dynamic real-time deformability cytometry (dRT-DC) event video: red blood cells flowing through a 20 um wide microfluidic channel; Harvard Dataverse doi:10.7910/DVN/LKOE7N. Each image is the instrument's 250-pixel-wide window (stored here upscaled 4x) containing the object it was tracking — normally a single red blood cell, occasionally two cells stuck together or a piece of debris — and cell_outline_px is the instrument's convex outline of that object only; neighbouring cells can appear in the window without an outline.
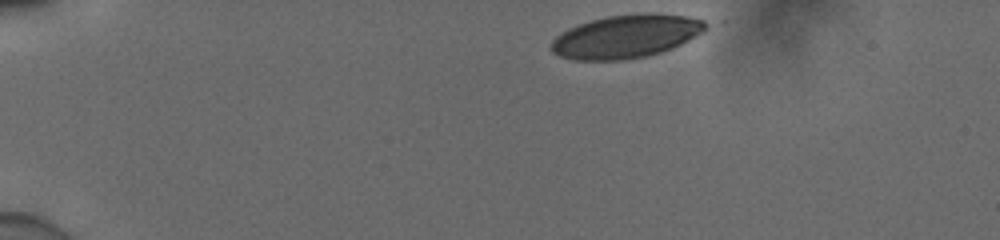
{"species": "human", "species_latin": "Homo sapiens", "temperature_condition": "cold", "stored_images_in_passage": 37, "camera_frame_rate_fps": 3000, "um_per_image_px": 0.085, "donor": {"sex": "male"}, "frame": {"image": 1, "passage_image": 1, "time_ms": 0.0, "image_size_px": [1000, 240], "cell_outline_px": [[708, 28], [704, 32], [672, 48], [660, 52], [644, 56], [624, 60], [572, 60], [560, 56], [552, 52], [548, 48], [548, 44], [560, 32], [568, 28], [592, 20], [608, 16], [648, 12], [684, 16], [704, 20], [708, 24]], "centroid_in_image_um": [53.18, 3.09], "position_along_channel_um": 31.8, "area_um2": 39.02}}
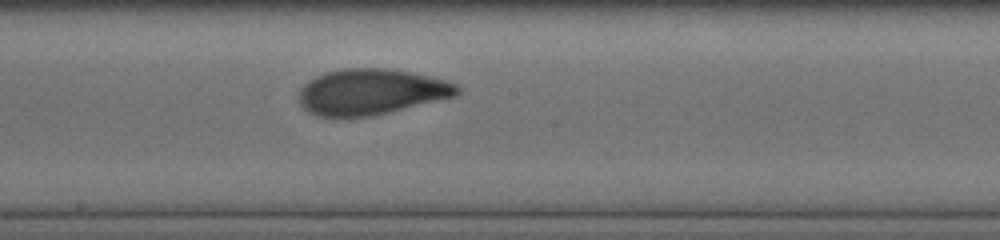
{"frame": {"image": 2, "passage_image": 22, "time_ms": 7.0, "image_size_px": [1000, 240], "cell_outline_px": [[460, 92], [456, 96], [388, 112], [368, 116], [316, 116], [308, 112], [300, 104], [300, 88], [308, 80], [324, 72], [344, 68], [388, 68], [412, 72], [448, 80], [456, 84], [460, 88]], "centroid_in_image_um": [31.55, 7.78], "position_along_channel_um": 216.6, "area_um2": 42.19}}
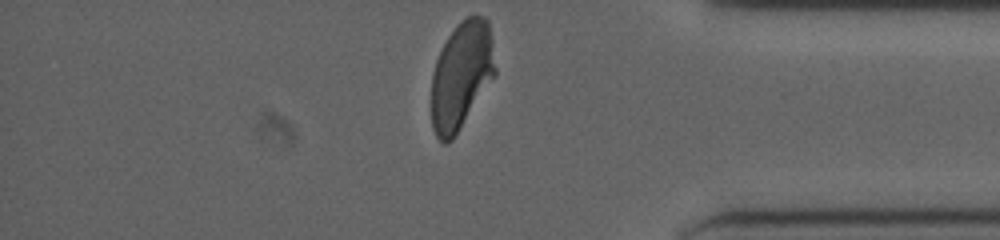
{"frame": {"image": 3, "passage_image": 37, "time_ms": 12.0, "image_size_px": [1000, 240], "cell_outline_px": [[496, 72], [452, 140], [448, 144], [444, 144], [436, 136], [432, 128], [432, 72], [436, 60], [448, 36], [468, 16], [484, 16], [488, 20], [492, 40], [496, 68]], "centroid_in_image_um": [39.21, 6.42], "position_along_channel_um": 396.0, "area_um2": 39.25}, "authors_computed_cell_mechanics": {"area_um2": 41.7894, "velocity_mm_per_s": 3.8922, "shape_relaxation_time_tau1_ms": 5.2588, "shape_relaxation_time_tau2_ms": 1.3524, "deformation_change_tau1": 0.196, "deformation_change_tau2": 0.0765}}